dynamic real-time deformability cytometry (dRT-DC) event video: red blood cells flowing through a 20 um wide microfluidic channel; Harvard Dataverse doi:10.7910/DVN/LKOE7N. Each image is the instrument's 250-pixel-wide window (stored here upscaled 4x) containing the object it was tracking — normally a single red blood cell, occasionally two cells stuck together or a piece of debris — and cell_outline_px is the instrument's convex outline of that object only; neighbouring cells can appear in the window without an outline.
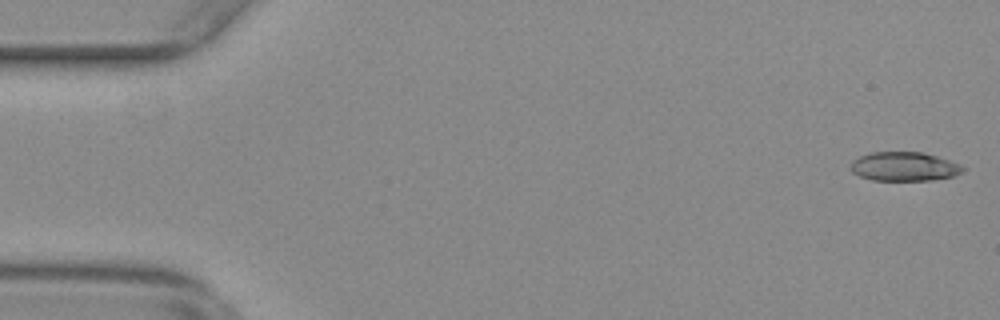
{"species": "common noctule bat (a hibernating species)", "species_latin": "Nyctalus noctula", "temperature_condition": "warm", "stored_images_in_passage": 54, "camera_frame_rate_fps": 3000, "um_per_image_px": 0.085, "animal": {"sex": "female", "body_mass_g": 29.2, "forearm_length_mm": 56.3}, "frame": {"image": 1, "passage_image": 1, "time_ms": 0.0, "image_size_px": [1000, 320], "cell_outline_px": [[968, 168], [964, 172], [952, 176], [932, 180], [872, 180], [860, 176], [852, 172], [852, 160], [860, 156], [872, 152], [924, 152], [960, 164]], "centroid_in_image_um": [76.9, 14.15], "position_along_channel_um": 8.1, "area_um2": 18.96}}
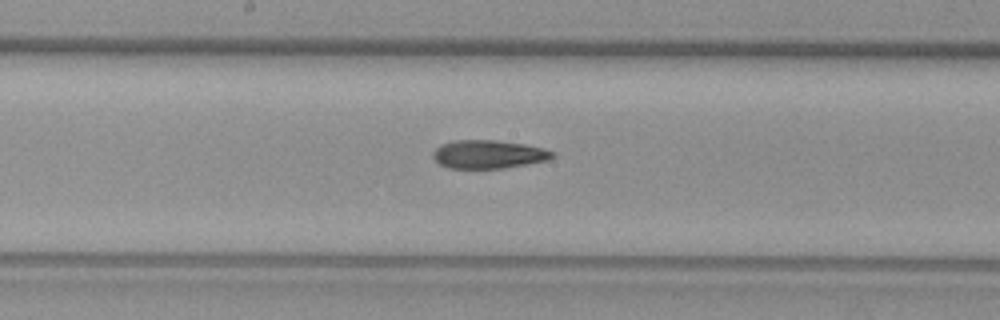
{"frame": {"image": 2, "passage_image": 28, "time_ms": 9.0, "image_size_px": [1000, 320], "cell_outline_px": [[556, 156], [548, 160], [528, 164], [504, 168], [448, 168], [440, 164], [432, 156], [432, 152], [440, 144], [452, 140], [496, 140], [524, 144], [544, 148], [556, 152]], "centroid_in_image_um": [41.54, 13.11], "position_along_channel_um": 206.7, "area_um2": 19.94}}
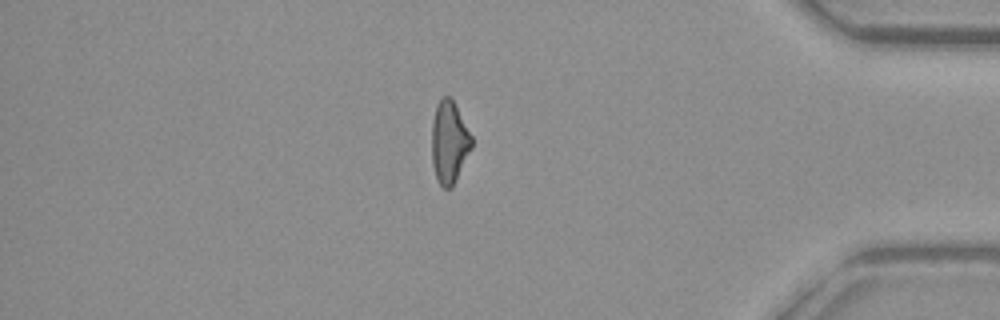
{"frame": {"image": 3, "passage_image": 46, "time_ms": 15.0, "image_size_px": [1000, 320], "cell_outline_px": [[472, 148], [452, 188], [444, 188], [440, 184], [436, 176], [432, 164], [432, 120], [436, 104], [444, 96], [448, 96], [452, 100], [472, 136]], "centroid_in_image_um": [38.18, 12.1], "position_along_channel_um": 397.0, "area_um2": 18.96}, "authors_computed_cell_mechanics": {"area_um2": 19.9121, "velocity_mm_per_s": 3.7891, "shape_relaxation_time_tau1_ms": null, "shape_relaxation_time_tau2_ms": 3.195, "deformation_change_tau1": null, "deformation_change_tau2": 0.1301}}